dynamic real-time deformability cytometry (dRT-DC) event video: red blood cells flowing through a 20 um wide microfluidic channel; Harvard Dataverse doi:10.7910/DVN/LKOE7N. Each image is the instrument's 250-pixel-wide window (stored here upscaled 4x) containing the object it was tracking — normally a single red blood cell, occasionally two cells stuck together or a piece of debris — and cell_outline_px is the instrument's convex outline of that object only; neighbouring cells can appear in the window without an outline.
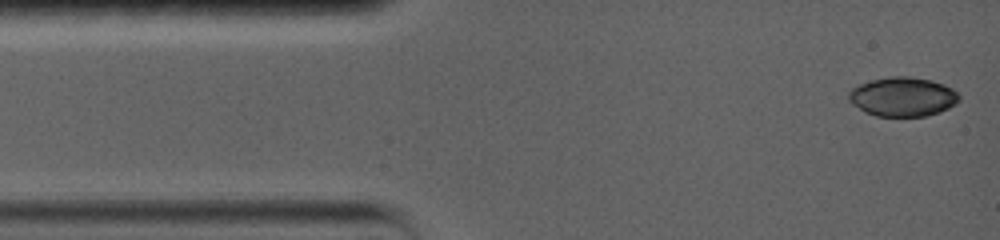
{"species": "common noctule bat (a hibernating species)", "species_latin": "Nyctalus noctula", "temperature_condition": "warm", "stored_images_in_passage": 40, "camera_frame_rate_fps": 5000, "um_per_image_px": 0.085, "animal": {"sex": "female", "body_mass_g": 19.0, "forearm_length_mm": 56.7}, "frame": {"image": 1, "passage_image": 1, "time_ms": 0.0, "image_size_px": [1000, 240], "cell_outline_px": [[960, 100], [956, 104], [940, 112], [928, 116], [876, 116], [864, 112], [852, 104], [848, 100], [848, 92], [852, 88], [860, 84], [872, 80], [892, 76], [912, 76], [932, 80], [944, 84], [952, 88], [960, 96]], "centroid_in_image_um": [76.74, 8.23], "position_along_channel_um": 8.3, "area_um2": 25.49}}
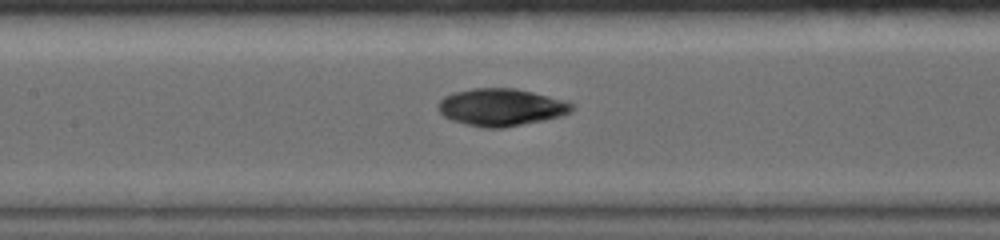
{"frame": {"image": 2, "passage_image": 17, "time_ms": 3.2, "image_size_px": [1000, 240], "cell_outline_px": [[576, 108], [560, 116], [544, 120], [504, 128], [484, 128], [452, 120], [444, 116], [436, 108], [436, 104], [444, 96], [452, 92], [472, 88], [516, 88], [564, 100], [572, 104]], "centroid_in_image_um": [42.55, 9.11], "position_along_channel_um": 164.8, "area_um2": 29.13}}
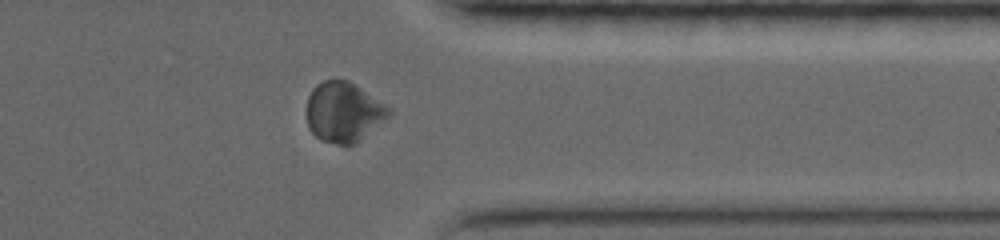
{"frame": {"image": 3, "passage_image": 33, "time_ms": 6.4, "image_size_px": [1000, 240], "cell_outline_px": [[392, 112], [388, 116], [356, 144], [348, 148], [320, 140], [308, 128], [308, 96], [312, 88], [316, 84], [324, 80], [348, 80], [392, 108]], "centroid_in_image_um": [29.21, 9.55], "position_along_channel_um": 382.2, "area_um2": 28.9}}